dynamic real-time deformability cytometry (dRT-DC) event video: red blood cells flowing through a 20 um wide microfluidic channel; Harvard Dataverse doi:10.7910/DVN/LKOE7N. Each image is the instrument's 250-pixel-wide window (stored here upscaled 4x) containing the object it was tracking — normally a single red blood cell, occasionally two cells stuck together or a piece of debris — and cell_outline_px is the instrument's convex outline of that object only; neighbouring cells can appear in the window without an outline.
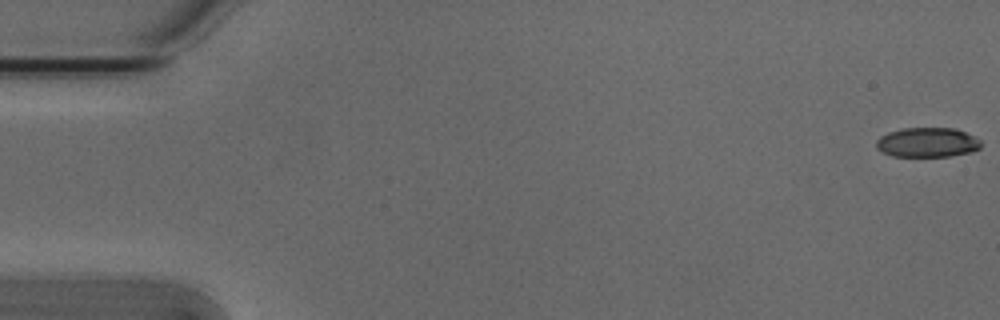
{"species": "Egyptian fruit bat (a non-hibernating species)", "species_latin": "Rousettus aegyptiacus", "temperature_condition": "cold", "stored_images_in_passage": 54, "camera_frame_rate_fps": 3000, "um_per_image_px": 0.085, "animal": {"sex": "male"}, "frame": {"image": 1, "passage_image": 1, "time_ms": 0.0, "image_size_px": [1000, 320], "cell_outline_px": [[980, 148], [972, 152], [948, 156], [892, 156], [876, 148], [876, 140], [880, 136], [888, 132], [904, 128], [952, 128], [964, 132], [980, 140]], "centroid_in_image_um": [78.8, 12.1], "position_along_channel_um": 6.2, "area_um2": 17.92}}
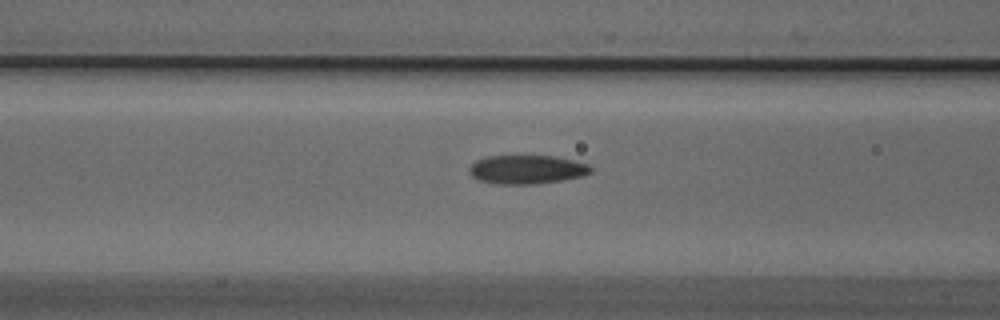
{"frame": {"image": 2, "passage_image": 22, "time_ms": 7.0, "image_size_px": [1000, 320], "cell_outline_px": [[592, 172], [584, 176], [536, 184], [496, 184], [480, 180], [472, 176], [468, 172], [468, 168], [476, 160], [484, 156], [556, 156], [588, 164], [592, 168]], "centroid_in_image_um": [44.77, 14.4], "position_along_channel_um": 121.8, "area_um2": 20.46}}
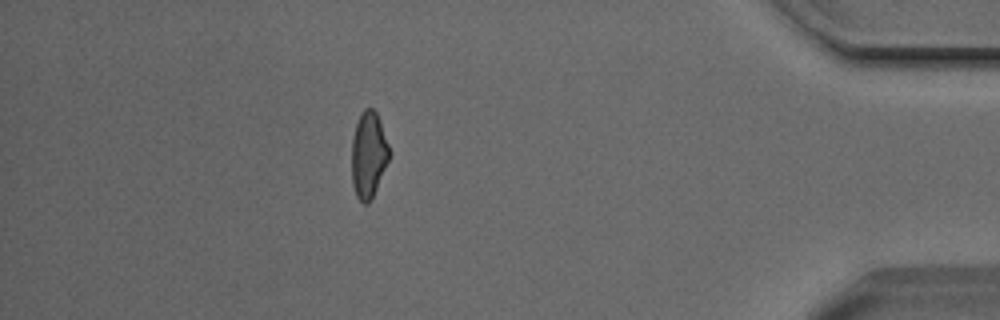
{"frame": {"image": 3, "passage_image": 48, "time_ms": 15.667, "image_size_px": [1000, 320], "cell_outline_px": [[388, 160], [372, 200], [368, 204], [364, 204], [356, 196], [352, 184], [352, 136], [360, 112], [364, 108], [372, 108], [376, 112], [380, 120], [388, 144]], "centroid_in_image_um": [31.3, 13.16], "position_along_channel_um": 403.9, "area_um2": 18.84}, "authors_computed_cell_mechanics": {"area_um2": 19.8254, "velocity_mm_per_s": 3.8143, "shape_relaxation_time_tau1_ms": 8.2812, "shape_relaxation_time_tau2_ms": 2.5471, "deformation_change_tau1": 0.1918, "deformation_change_tau2": 0.0831}}